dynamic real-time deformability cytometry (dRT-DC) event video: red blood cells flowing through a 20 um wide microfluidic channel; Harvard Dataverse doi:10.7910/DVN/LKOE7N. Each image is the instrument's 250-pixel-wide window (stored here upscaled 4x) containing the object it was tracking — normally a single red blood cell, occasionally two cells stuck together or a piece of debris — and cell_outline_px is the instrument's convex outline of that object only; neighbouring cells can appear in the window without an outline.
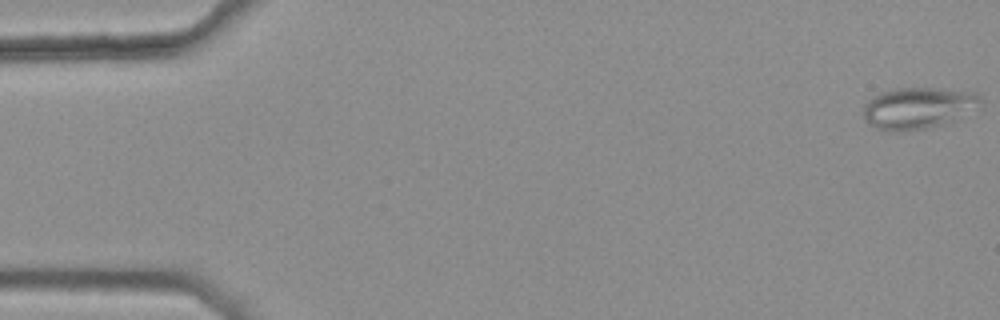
{"species": "common noctule bat (a hibernating species)", "species_latin": "Nyctalus noctula", "temperature_condition": "warm", "stored_images_in_passage": 48, "camera_frame_rate_fps": 3000, "um_per_image_px": 0.085, "animal": {"sex": "female", "body_mass_g": 25.1}, "frame": {"image": 1, "passage_image": 1, "time_ms": 0.0, "image_size_px": [1000, 320], "cell_outline_px": [[984, 100], [956, 120], [928, 128], [904, 132], [892, 132], [876, 128], [868, 124], [864, 116], [864, 104], [872, 96], [880, 92], [896, 88], [932, 88], [976, 92]], "centroid_in_image_um": [77.99, 9.19], "position_along_channel_um": 7.0, "area_um2": 28.44}}
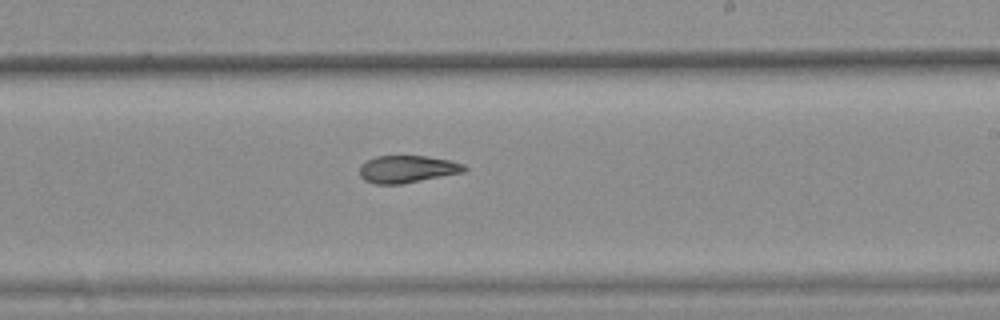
{"frame": {"image": 2, "passage_image": 32, "time_ms": 10.333, "image_size_px": [1000, 320], "cell_outline_px": [[468, 168], [464, 172], [400, 184], [376, 184], [364, 180], [360, 176], [360, 164], [376, 156], [424, 156], [448, 160], [464, 164]], "centroid_in_image_um": [34.6, 14.37], "position_along_channel_um": 254.4, "area_um2": 16.53}}
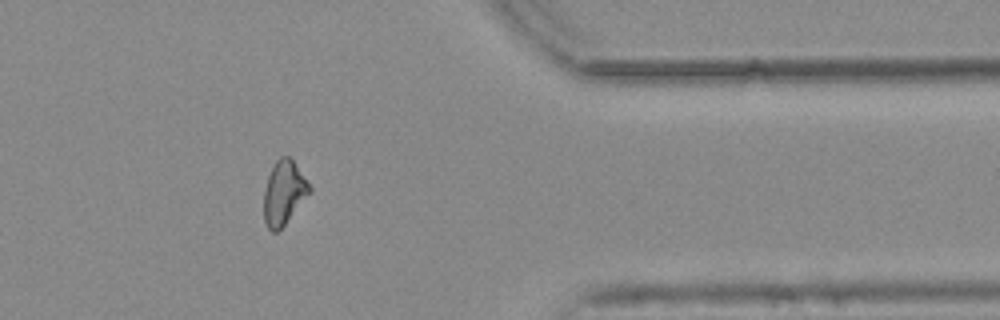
{"frame": {"image": 3, "passage_image": 44, "time_ms": 14.333, "image_size_px": [1000, 320], "cell_outline_px": [[312, 192], [284, 224], [276, 232], [272, 232], [268, 228], [264, 220], [264, 192], [268, 176], [276, 160], [280, 156], [288, 156], [292, 160], [312, 188]], "centroid_in_image_um": [24.13, 16.39], "position_along_channel_um": 387.3, "area_um2": 16.76}, "authors_computed_cell_mechanics": {"area_um2": 17.5134, "velocity_mm_per_s": 3.7853, "shape_relaxation_time_tau1_ms": null, "shape_relaxation_time_tau2_ms": 2.7422, "deformation_change_tau1": null, "deformation_change_tau2": 0.0961}}